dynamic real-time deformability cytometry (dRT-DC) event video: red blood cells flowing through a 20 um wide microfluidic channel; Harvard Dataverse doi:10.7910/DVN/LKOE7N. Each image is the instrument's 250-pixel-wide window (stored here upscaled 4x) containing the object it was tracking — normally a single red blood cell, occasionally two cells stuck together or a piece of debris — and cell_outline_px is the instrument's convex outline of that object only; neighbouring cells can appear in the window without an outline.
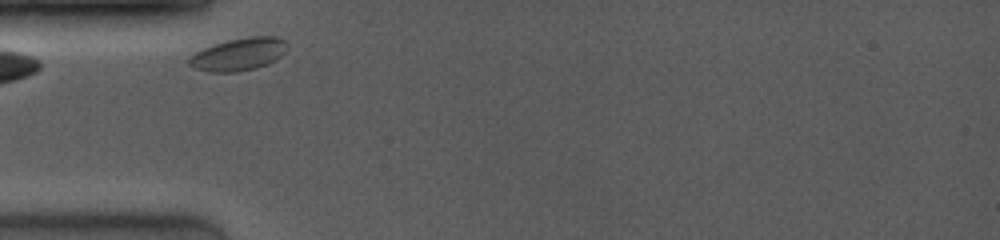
{"species": "common noctule bat (a hibernating species)", "species_latin": "Nyctalus noctula", "temperature_condition": "room temperature", "stored_images_in_passage": 13, "camera_frame_rate_fps": 4000, "um_per_image_px": 0.085, "animal": {"sex": "female", "body_mass_g": 19.0, "forearm_length_mm": 53.3}, "frame": {"image": 1, "passage_image": 1, "time_ms": 0.0, "image_size_px": [1000, 240], "cell_outline_px": [[288, 48], [276, 60], [268, 64], [256, 68], [236, 72], [208, 72], [196, 68], [188, 64], [188, 56], [204, 48], [228, 40], [248, 36], [276, 36], [284, 40], [288, 44]], "centroid_in_image_um": [20.31, 4.61], "position_along_channel_um": 64.7, "area_um2": 18.73}}
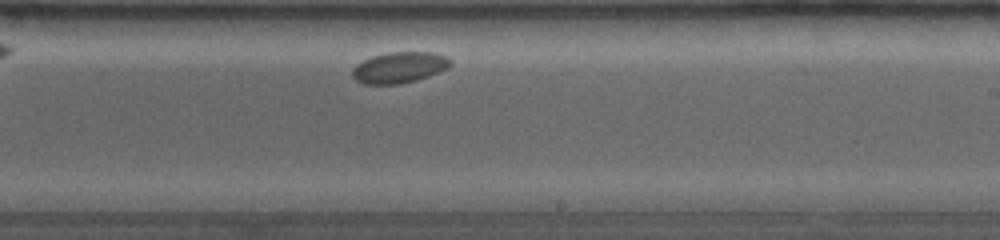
{"frame": {"image": 2, "passage_image": 8, "time_ms": 5.5, "image_size_px": [1000, 240], "cell_outline_px": [[452, 64], [448, 68], [428, 76], [416, 80], [400, 84], [364, 84], [356, 80], [352, 76], [352, 68], [356, 64], [372, 56], [388, 52], [432, 52], [444, 56], [452, 60]], "centroid_in_image_um": [33.93, 5.73], "position_along_channel_um": 255.1, "area_um2": 17.74}}
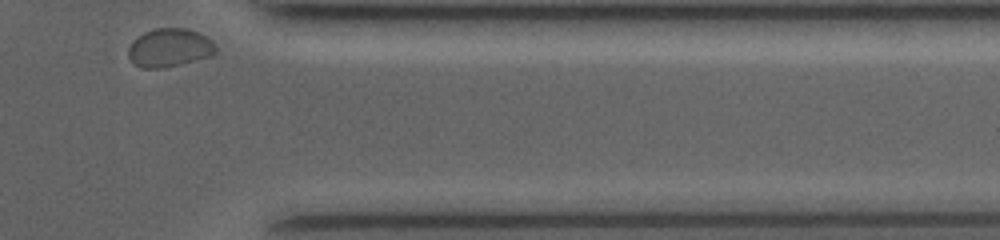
{"frame": {"image": 3, "passage_image": 13, "time_ms": 9.5, "image_size_px": [1000, 240], "cell_outline_px": [[216, 52], [212, 56], [164, 68], [140, 68], [132, 64], [128, 56], [128, 48], [144, 32], [156, 28], [188, 28], [200, 32], [212, 40], [216, 48]], "centroid_in_image_um": [14.43, 4.07], "position_along_channel_um": 397.0, "area_um2": 19.71}}